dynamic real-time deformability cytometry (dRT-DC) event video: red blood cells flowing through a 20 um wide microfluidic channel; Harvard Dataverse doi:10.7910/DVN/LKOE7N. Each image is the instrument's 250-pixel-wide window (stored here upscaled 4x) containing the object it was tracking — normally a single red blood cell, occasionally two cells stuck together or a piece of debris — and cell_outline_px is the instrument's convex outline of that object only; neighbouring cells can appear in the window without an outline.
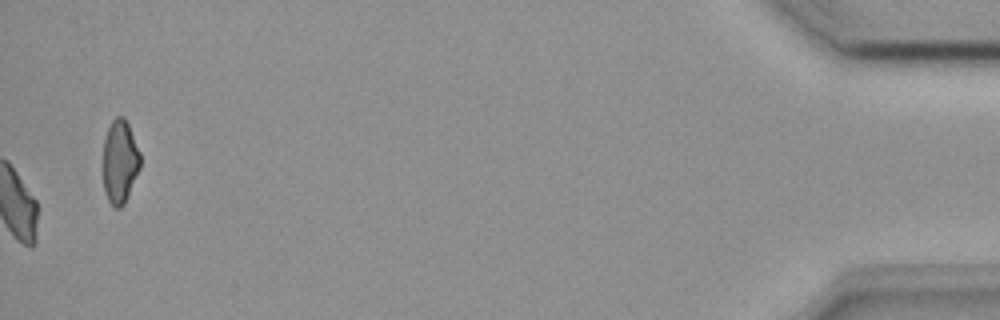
{"species": "common noctule bat (a hibernating species)", "species_latin": "Nyctalus noctula", "temperature_condition": "room temperature", "stored_images_in_passage": 47, "camera_frame_rate_fps": 3000, "um_per_image_px": 0.085, "animal": {"sex": "female", "body_mass_g": 18.4}, "frame": {"image": 1, "passage_image": 47, "time_ms": 15.333, "image_size_px": [1000, 320], "cell_outline_px": [[140, 168], [124, 204], [120, 208], [116, 208], [108, 200], [104, 192], [104, 136], [112, 120], [116, 116], [124, 116], [128, 124], [140, 152]], "centroid_in_image_um": [10.19, 13.72], "position_along_channel_um": 425.0, "area_um2": 17.98}}